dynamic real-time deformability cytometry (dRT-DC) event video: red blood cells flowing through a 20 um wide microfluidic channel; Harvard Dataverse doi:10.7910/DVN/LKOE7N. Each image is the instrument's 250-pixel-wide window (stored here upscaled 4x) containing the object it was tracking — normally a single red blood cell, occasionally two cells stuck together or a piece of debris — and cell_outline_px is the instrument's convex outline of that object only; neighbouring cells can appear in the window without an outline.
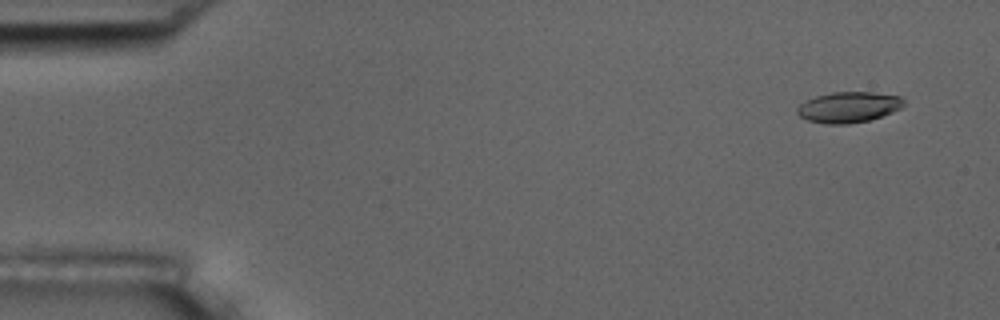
{"species": "common noctule bat (a hibernating species)", "species_latin": "Nyctalus noctula", "temperature_condition": "room temperature", "stored_images_in_passage": 5, "camera_frame_rate_fps": 3000, "um_per_image_px": 0.085, "animal": {"sex": "male", "body_mass_g": 17.5, "forearm_length_mm": 52.3}, "frame": {"image": 1, "passage_image": 1, "time_ms": 0.0, "image_size_px": [1000, 320], "cell_outline_px": [[904, 104], [900, 108], [892, 112], [868, 120], [848, 124], [828, 124], [808, 120], [800, 116], [796, 112], [796, 108], [800, 104], [816, 96], [832, 92], [872, 92], [900, 96], [904, 100]], "centroid_in_image_um": [72.12, 9.1], "position_along_channel_um": 12.9, "area_um2": 18.9}}
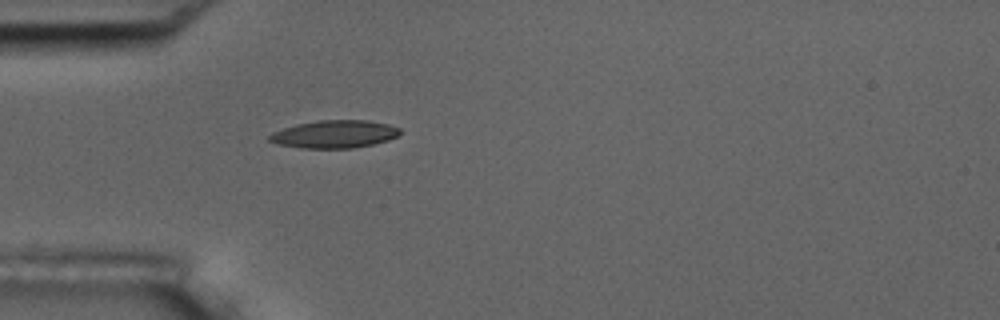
{"frame": {"image": 2, "passage_image": 5, "time_ms": 4.333, "image_size_px": [1000, 320], "cell_outline_px": [[400, 132], [396, 136], [388, 140], [372, 144], [352, 148], [300, 148], [276, 144], [268, 140], [268, 136], [272, 132], [296, 124], [316, 120], [368, 120], [388, 124], [400, 128]], "centroid_in_image_um": [28.39, 11.4], "position_along_channel_um": 56.6, "area_um2": 21.15}}